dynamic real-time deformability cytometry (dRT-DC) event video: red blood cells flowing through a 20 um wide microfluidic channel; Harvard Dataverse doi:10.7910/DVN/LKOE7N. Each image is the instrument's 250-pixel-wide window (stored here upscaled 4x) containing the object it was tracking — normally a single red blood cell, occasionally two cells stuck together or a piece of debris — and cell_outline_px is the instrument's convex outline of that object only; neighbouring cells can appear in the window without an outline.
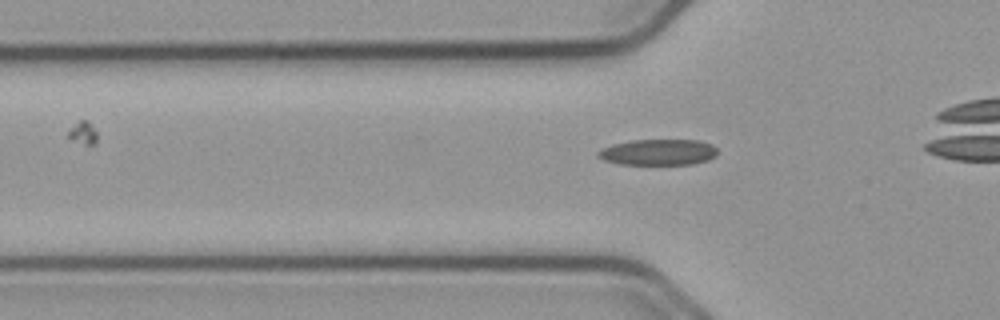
{"species": "common noctule bat (a hibernating species)", "species_latin": "Nyctalus noctula", "temperature_condition": "cold", "stored_images_in_passage": 62, "camera_frame_rate_fps": 3000, "um_per_image_px": 0.085, "animal": {"sex": "male", "body_mass_g": 23.1, "forearm_length_mm": 52.7}, "frame": {"image": 1, "passage_image": 5, "time_ms": 1.333, "image_size_px": [1000, 320], "cell_outline_px": [[716, 156], [708, 160], [692, 164], [620, 164], [604, 160], [596, 156], [596, 152], [600, 148], [612, 144], [632, 140], [700, 140], [712, 144], [716, 148]], "centroid_in_image_um": [55.92, 12.93], "position_along_channel_um": 69.9, "area_um2": 18.21}}
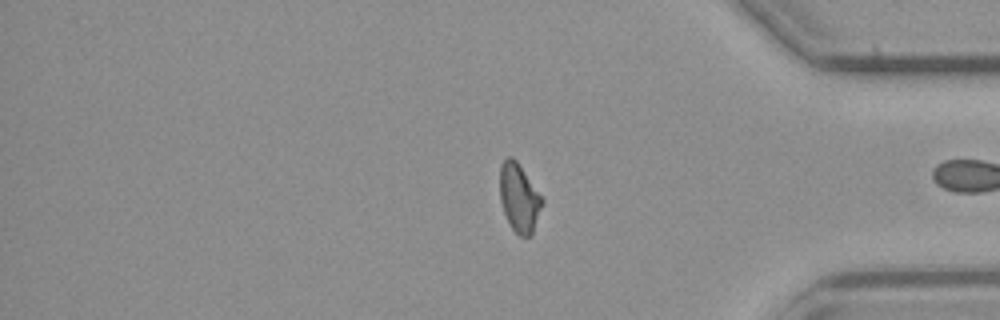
{"frame": {"image": 2, "passage_image": 61, "time_ms": 20.0, "image_size_px": [1000, 320], "cell_outline_px": [[544, 204], [532, 236], [520, 236], [512, 228], [504, 212], [500, 200], [500, 164], [508, 156], [512, 156], [516, 160], [544, 200]], "centroid_in_image_um": [44.14, 16.83], "position_along_channel_um": 391.1, "area_um2": 16.88}}